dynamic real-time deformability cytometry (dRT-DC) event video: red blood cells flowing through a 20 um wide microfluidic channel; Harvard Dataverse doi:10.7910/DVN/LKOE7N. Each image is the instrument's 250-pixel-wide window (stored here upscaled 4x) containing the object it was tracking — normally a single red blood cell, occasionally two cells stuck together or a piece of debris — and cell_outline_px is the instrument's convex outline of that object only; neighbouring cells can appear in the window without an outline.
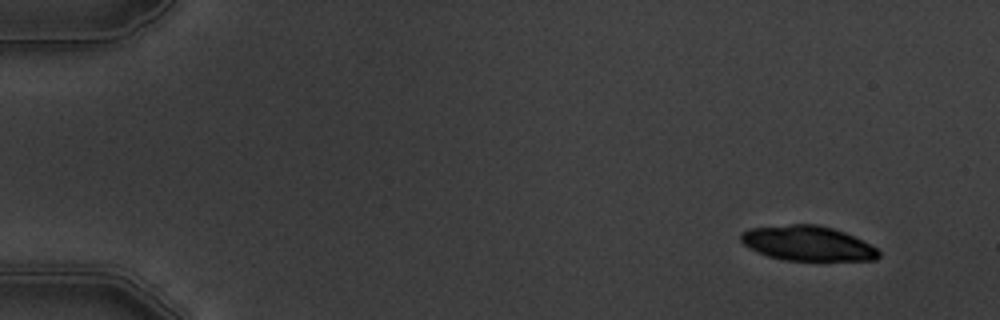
{"species": "common noctule bat (a hibernating species)", "species_latin": "Nyctalus noctula", "temperature_condition": "warm", "stored_images_in_passage": 4, "camera_frame_rate_fps": 3000, "um_per_image_px": 0.085, "animal": {"sex": "male", "body_mass_g": 19.5, "forearm_length_mm": 54.6}, "frame": {"image": 1, "passage_image": 1, "time_ms": 0.0, "image_size_px": [1000, 320], "cell_outline_px": [[880, 256], [876, 260], [784, 260], [768, 256], [744, 244], [740, 240], [740, 232], [748, 228], [792, 224], [816, 224], [832, 228], [844, 232], [876, 248], [880, 252]], "centroid_in_image_um": [68.62, 20.68], "position_along_channel_um": 16.4, "area_um2": 27.69}}